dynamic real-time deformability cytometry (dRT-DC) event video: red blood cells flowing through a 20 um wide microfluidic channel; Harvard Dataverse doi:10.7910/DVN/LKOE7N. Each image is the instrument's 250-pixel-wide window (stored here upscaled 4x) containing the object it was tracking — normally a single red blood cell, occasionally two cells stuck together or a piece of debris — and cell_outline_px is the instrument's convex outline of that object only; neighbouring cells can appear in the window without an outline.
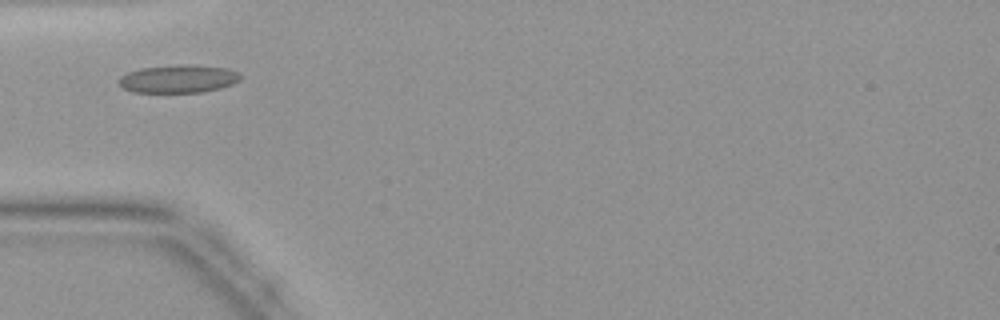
{"species": "common noctule bat (a hibernating species)", "species_latin": "Nyctalus noctula", "temperature_condition": "warm", "stored_images_in_passage": 37, "camera_frame_rate_fps": 3000, "um_per_image_px": 0.085, "animal": {"sex": "female", "body_mass_g": 19.9}, "frame": {"image": 1, "passage_image": 7, "time_ms": 2.0, "image_size_px": [1000, 320], "cell_outline_px": [[244, 76], [240, 80], [232, 84], [220, 88], [204, 92], [132, 92], [124, 88], [120, 84], [120, 76], [128, 72], [140, 68], [184, 64], [196, 64], [228, 68]], "centroid_in_image_um": [15.21, 6.69], "position_along_channel_um": 69.8, "area_um2": 19.94}}
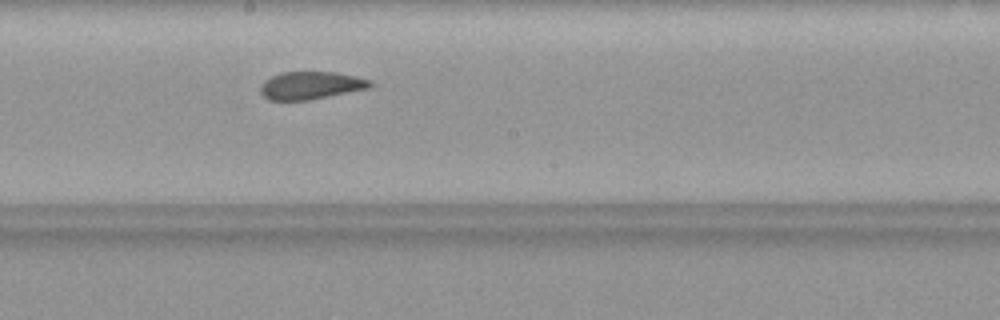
{"frame": {"image": 2, "passage_image": 17, "time_ms": 5.333, "image_size_px": [1000, 320], "cell_outline_px": [[376, 84], [368, 88], [308, 100], [268, 100], [260, 92], [260, 88], [264, 80], [280, 72], [336, 72], [356, 76], [372, 80]], "centroid_in_image_um": [26.43, 7.25], "position_along_channel_um": 221.8, "area_um2": 17.74}}
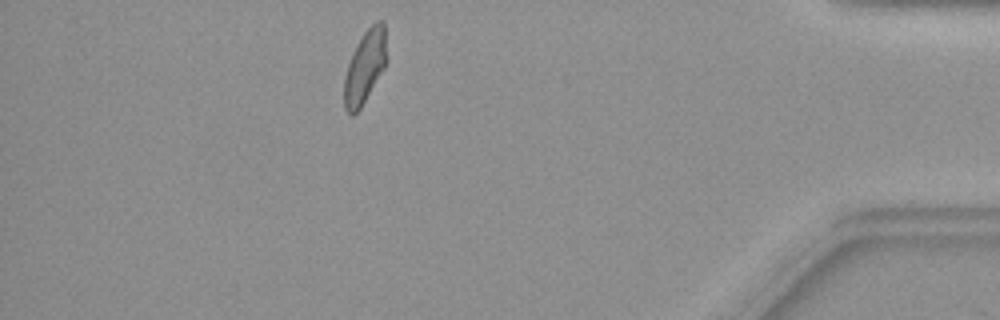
{"frame": {"image": 3, "passage_image": 32, "time_ms": 10.333, "image_size_px": [1000, 320], "cell_outline_px": [[388, 60], [384, 68], [360, 108], [352, 116], [344, 108], [344, 76], [352, 52], [364, 32], [376, 20], [384, 20]], "centroid_in_image_um": [31.04, 5.64], "position_along_channel_um": 404.2, "area_um2": 18.15}}